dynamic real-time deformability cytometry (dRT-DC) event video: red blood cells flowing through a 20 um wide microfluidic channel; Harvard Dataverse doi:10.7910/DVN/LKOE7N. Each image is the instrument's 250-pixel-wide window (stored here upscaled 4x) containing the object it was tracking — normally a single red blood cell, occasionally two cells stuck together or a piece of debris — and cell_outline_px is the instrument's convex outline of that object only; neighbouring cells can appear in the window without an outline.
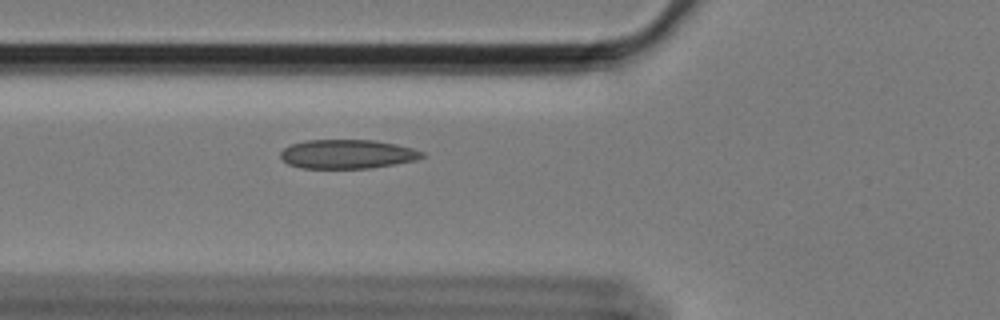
{"species": "Egyptian fruit bat (a non-hibernating species)", "species_latin": "Rousettus aegyptiacus", "temperature_condition": "cold", "stored_images_in_passage": 59, "camera_frame_rate_fps": 3000, "um_per_image_px": 0.085, "animal": {"sex": "female"}, "frame": {"image": 1, "passage_image": 22, "time_ms": 7.0, "image_size_px": [1000, 320], "cell_outline_px": [[424, 156], [416, 160], [372, 168], [300, 168], [288, 164], [280, 156], [280, 152], [284, 148], [292, 144], [304, 140], [376, 140], [396, 144], [412, 148], [424, 152]], "centroid_in_image_um": [29.52, 13.09], "position_along_channel_um": 96.3, "area_um2": 23.99}}
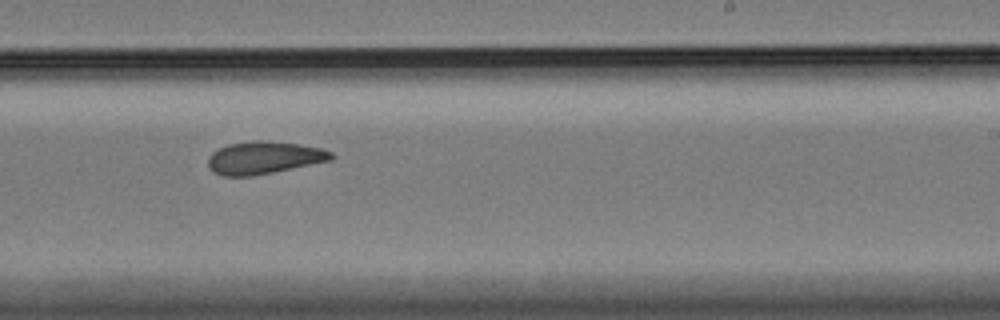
{"frame": {"image": 2, "passage_image": 37, "time_ms": 12.0, "image_size_px": [1000, 320], "cell_outline_px": [[336, 156], [332, 160], [252, 176], [224, 176], [212, 172], [208, 168], [208, 156], [212, 152], [228, 144], [252, 140], [268, 140], [296, 144], [320, 148], [332, 152]], "centroid_in_image_um": [22.41, 13.4], "position_along_channel_um": 266.6, "area_um2": 23.41}}
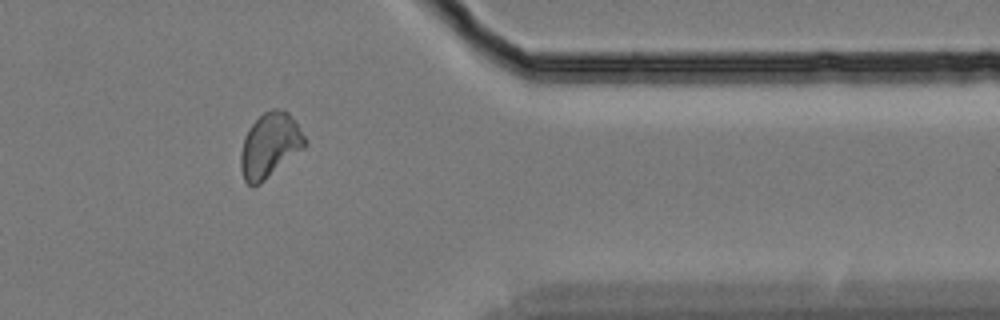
{"frame": {"image": 3, "passage_image": 49, "time_ms": 16.0, "image_size_px": [1000, 320], "cell_outline_px": [[308, 144], [304, 148], [260, 184], [252, 188], [244, 180], [240, 168], [240, 152], [244, 136], [248, 128], [264, 112], [272, 108], [284, 108], [288, 112], [304, 136]], "centroid_in_image_um": [22.91, 12.36], "position_along_channel_um": 388.5, "area_um2": 24.28}, "authors_computed_cell_mechanics": {"area_um2": 23.4668, "velocity_mm_per_s": 3.4034, "shape_relaxation_time_tau1_ms": null, "shape_relaxation_time_tau2_ms": 6.0368, "deformation_change_tau1": null, "deformation_change_tau2": 0.0869}}